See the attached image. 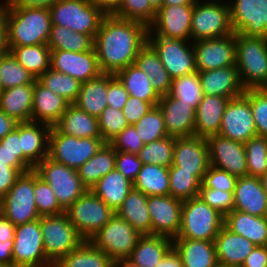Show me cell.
Segmentation results:
<instances>
[{"label":"cell","instance_id":"obj_14","mask_svg":"<svg viewBox=\"0 0 267 267\" xmlns=\"http://www.w3.org/2000/svg\"><path fill=\"white\" fill-rule=\"evenodd\" d=\"M189 42V43H188ZM171 79L196 72L192 42L182 39L148 37Z\"/></svg>","mask_w":267,"mask_h":267},{"label":"cell","instance_id":"obj_45","mask_svg":"<svg viewBox=\"0 0 267 267\" xmlns=\"http://www.w3.org/2000/svg\"><path fill=\"white\" fill-rule=\"evenodd\" d=\"M37 79L30 74L10 52L0 56L1 91L15 86L34 84Z\"/></svg>","mask_w":267,"mask_h":267},{"label":"cell","instance_id":"obj_63","mask_svg":"<svg viewBox=\"0 0 267 267\" xmlns=\"http://www.w3.org/2000/svg\"><path fill=\"white\" fill-rule=\"evenodd\" d=\"M22 173L0 161V199L10 190Z\"/></svg>","mask_w":267,"mask_h":267},{"label":"cell","instance_id":"obj_56","mask_svg":"<svg viewBox=\"0 0 267 267\" xmlns=\"http://www.w3.org/2000/svg\"><path fill=\"white\" fill-rule=\"evenodd\" d=\"M234 192H226L213 188H205L202 184L199 197L210 207L218 211L224 217L234 209Z\"/></svg>","mask_w":267,"mask_h":267},{"label":"cell","instance_id":"obj_51","mask_svg":"<svg viewBox=\"0 0 267 267\" xmlns=\"http://www.w3.org/2000/svg\"><path fill=\"white\" fill-rule=\"evenodd\" d=\"M134 127L144 144H149L168 136L163 115L158 105L150 109L134 124Z\"/></svg>","mask_w":267,"mask_h":267},{"label":"cell","instance_id":"obj_20","mask_svg":"<svg viewBox=\"0 0 267 267\" xmlns=\"http://www.w3.org/2000/svg\"><path fill=\"white\" fill-rule=\"evenodd\" d=\"M171 166L192 172L202 182L210 166L207 140L197 136L176 138Z\"/></svg>","mask_w":267,"mask_h":267},{"label":"cell","instance_id":"obj_52","mask_svg":"<svg viewBox=\"0 0 267 267\" xmlns=\"http://www.w3.org/2000/svg\"><path fill=\"white\" fill-rule=\"evenodd\" d=\"M34 199L37 212L40 216L60 215L65 210L57 201L50 185L34 171Z\"/></svg>","mask_w":267,"mask_h":267},{"label":"cell","instance_id":"obj_50","mask_svg":"<svg viewBox=\"0 0 267 267\" xmlns=\"http://www.w3.org/2000/svg\"><path fill=\"white\" fill-rule=\"evenodd\" d=\"M247 176L262 177L267 172V137L254 136L244 143Z\"/></svg>","mask_w":267,"mask_h":267},{"label":"cell","instance_id":"obj_41","mask_svg":"<svg viewBox=\"0 0 267 267\" xmlns=\"http://www.w3.org/2000/svg\"><path fill=\"white\" fill-rule=\"evenodd\" d=\"M54 267H115V263L102 249L95 247L89 240H84Z\"/></svg>","mask_w":267,"mask_h":267},{"label":"cell","instance_id":"obj_15","mask_svg":"<svg viewBox=\"0 0 267 267\" xmlns=\"http://www.w3.org/2000/svg\"><path fill=\"white\" fill-rule=\"evenodd\" d=\"M197 72L236 65L235 32L228 36L192 42Z\"/></svg>","mask_w":267,"mask_h":267},{"label":"cell","instance_id":"obj_59","mask_svg":"<svg viewBox=\"0 0 267 267\" xmlns=\"http://www.w3.org/2000/svg\"><path fill=\"white\" fill-rule=\"evenodd\" d=\"M142 166L143 163L137 154L116 151L115 169L130 181H135Z\"/></svg>","mask_w":267,"mask_h":267},{"label":"cell","instance_id":"obj_74","mask_svg":"<svg viewBox=\"0 0 267 267\" xmlns=\"http://www.w3.org/2000/svg\"><path fill=\"white\" fill-rule=\"evenodd\" d=\"M115 267H139L137 264H135L132 260L129 258L127 259H121L116 264Z\"/></svg>","mask_w":267,"mask_h":267},{"label":"cell","instance_id":"obj_39","mask_svg":"<svg viewBox=\"0 0 267 267\" xmlns=\"http://www.w3.org/2000/svg\"><path fill=\"white\" fill-rule=\"evenodd\" d=\"M115 158V149L109 143H105L94 156L77 169L83 185L91 190L102 177L115 169Z\"/></svg>","mask_w":267,"mask_h":267},{"label":"cell","instance_id":"obj_10","mask_svg":"<svg viewBox=\"0 0 267 267\" xmlns=\"http://www.w3.org/2000/svg\"><path fill=\"white\" fill-rule=\"evenodd\" d=\"M34 171L53 189L60 206L66 210L88 189L78 176V171L45 157Z\"/></svg>","mask_w":267,"mask_h":267},{"label":"cell","instance_id":"obj_75","mask_svg":"<svg viewBox=\"0 0 267 267\" xmlns=\"http://www.w3.org/2000/svg\"><path fill=\"white\" fill-rule=\"evenodd\" d=\"M149 2L156 11H158L163 5V0H149Z\"/></svg>","mask_w":267,"mask_h":267},{"label":"cell","instance_id":"obj_27","mask_svg":"<svg viewBox=\"0 0 267 267\" xmlns=\"http://www.w3.org/2000/svg\"><path fill=\"white\" fill-rule=\"evenodd\" d=\"M63 97L47 89L38 80L34 82L32 122L54 126L69 106Z\"/></svg>","mask_w":267,"mask_h":267},{"label":"cell","instance_id":"obj_37","mask_svg":"<svg viewBox=\"0 0 267 267\" xmlns=\"http://www.w3.org/2000/svg\"><path fill=\"white\" fill-rule=\"evenodd\" d=\"M173 248V240L165 236L142 235L130 260L139 267H154Z\"/></svg>","mask_w":267,"mask_h":267},{"label":"cell","instance_id":"obj_73","mask_svg":"<svg viewBox=\"0 0 267 267\" xmlns=\"http://www.w3.org/2000/svg\"><path fill=\"white\" fill-rule=\"evenodd\" d=\"M195 0H163L162 6L191 5Z\"/></svg>","mask_w":267,"mask_h":267},{"label":"cell","instance_id":"obj_18","mask_svg":"<svg viewBox=\"0 0 267 267\" xmlns=\"http://www.w3.org/2000/svg\"><path fill=\"white\" fill-rule=\"evenodd\" d=\"M219 135L243 144L257 135L250 101L244 95L229 100Z\"/></svg>","mask_w":267,"mask_h":267},{"label":"cell","instance_id":"obj_21","mask_svg":"<svg viewBox=\"0 0 267 267\" xmlns=\"http://www.w3.org/2000/svg\"><path fill=\"white\" fill-rule=\"evenodd\" d=\"M209 163L228 173L242 177L247 176L245 145L222 137L219 134L208 137Z\"/></svg>","mask_w":267,"mask_h":267},{"label":"cell","instance_id":"obj_2","mask_svg":"<svg viewBox=\"0 0 267 267\" xmlns=\"http://www.w3.org/2000/svg\"><path fill=\"white\" fill-rule=\"evenodd\" d=\"M0 10L6 21L8 46L47 45L52 26L49 9L0 7Z\"/></svg>","mask_w":267,"mask_h":267},{"label":"cell","instance_id":"obj_30","mask_svg":"<svg viewBox=\"0 0 267 267\" xmlns=\"http://www.w3.org/2000/svg\"><path fill=\"white\" fill-rule=\"evenodd\" d=\"M173 248L179 254L183 267H215L218 265L214 241L175 238Z\"/></svg>","mask_w":267,"mask_h":267},{"label":"cell","instance_id":"obj_77","mask_svg":"<svg viewBox=\"0 0 267 267\" xmlns=\"http://www.w3.org/2000/svg\"><path fill=\"white\" fill-rule=\"evenodd\" d=\"M0 267H9V266H6V265H3V264H0Z\"/></svg>","mask_w":267,"mask_h":267},{"label":"cell","instance_id":"obj_47","mask_svg":"<svg viewBox=\"0 0 267 267\" xmlns=\"http://www.w3.org/2000/svg\"><path fill=\"white\" fill-rule=\"evenodd\" d=\"M168 96H172L197 109L203 97L198 72L172 79Z\"/></svg>","mask_w":267,"mask_h":267},{"label":"cell","instance_id":"obj_19","mask_svg":"<svg viewBox=\"0 0 267 267\" xmlns=\"http://www.w3.org/2000/svg\"><path fill=\"white\" fill-rule=\"evenodd\" d=\"M182 202L171 195L148 196L152 235L175 239L181 226Z\"/></svg>","mask_w":267,"mask_h":267},{"label":"cell","instance_id":"obj_7","mask_svg":"<svg viewBox=\"0 0 267 267\" xmlns=\"http://www.w3.org/2000/svg\"><path fill=\"white\" fill-rule=\"evenodd\" d=\"M106 142L102 137L76 138L60 133L54 126L49 133L48 157L73 169H79Z\"/></svg>","mask_w":267,"mask_h":267},{"label":"cell","instance_id":"obj_53","mask_svg":"<svg viewBox=\"0 0 267 267\" xmlns=\"http://www.w3.org/2000/svg\"><path fill=\"white\" fill-rule=\"evenodd\" d=\"M243 95L250 101L257 135L267 137V88L245 89Z\"/></svg>","mask_w":267,"mask_h":267},{"label":"cell","instance_id":"obj_24","mask_svg":"<svg viewBox=\"0 0 267 267\" xmlns=\"http://www.w3.org/2000/svg\"><path fill=\"white\" fill-rule=\"evenodd\" d=\"M203 95L237 98L244 93L236 65L198 72Z\"/></svg>","mask_w":267,"mask_h":267},{"label":"cell","instance_id":"obj_76","mask_svg":"<svg viewBox=\"0 0 267 267\" xmlns=\"http://www.w3.org/2000/svg\"><path fill=\"white\" fill-rule=\"evenodd\" d=\"M262 188L264 189L265 193L267 194V172L259 178Z\"/></svg>","mask_w":267,"mask_h":267},{"label":"cell","instance_id":"obj_36","mask_svg":"<svg viewBox=\"0 0 267 267\" xmlns=\"http://www.w3.org/2000/svg\"><path fill=\"white\" fill-rule=\"evenodd\" d=\"M134 64L148 75L152 88L159 96L169 93L172 79L162 65L158 53L148 42L138 52Z\"/></svg>","mask_w":267,"mask_h":267},{"label":"cell","instance_id":"obj_35","mask_svg":"<svg viewBox=\"0 0 267 267\" xmlns=\"http://www.w3.org/2000/svg\"><path fill=\"white\" fill-rule=\"evenodd\" d=\"M133 189V182L114 169L102 177L91 191L116 211Z\"/></svg>","mask_w":267,"mask_h":267},{"label":"cell","instance_id":"obj_22","mask_svg":"<svg viewBox=\"0 0 267 267\" xmlns=\"http://www.w3.org/2000/svg\"><path fill=\"white\" fill-rule=\"evenodd\" d=\"M50 68L67 74L80 83L97 78L101 74L95 48L86 52L51 50Z\"/></svg>","mask_w":267,"mask_h":267},{"label":"cell","instance_id":"obj_40","mask_svg":"<svg viewBox=\"0 0 267 267\" xmlns=\"http://www.w3.org/2000/svg\"><path fill=\"white\" fill-rule=\"evenodd\" d=\"M115 76L124 85L129 96L150 102L153 106L158 104L160 96L152 88L148 75L136 64H131L118 71Z\"/></svg>","mask_w":267,"mask_h":267},{"label":"cell","instance_id":"obj_44","mask_svg":"<svg viewBox=\"0 0 267 267\" xmlns=\"http://www.w3.org/2000/svg\"><path fill=\"white\" fill-rule=\"evenodd\" d=\"M47 45L51 50L86 52L94 48V38L64 26L52 25Z\"/></svg>","mask_w":267,"mask_h":267},{"label":"cell","instance_id":"obj_13","mask_svg":"<svg viewBox=\"0 0 267 267\" xmlns=\"http://www.w3.org/2000/svg\"><path fill=\"white\" fill-rule=\"evenodd\" d=\"M13 267H54L45 255L40 218L15 227Z\"/></svg>","mask_w":267,"mask_h":267},{"label":"cell","instance_id":"obj_17","mask_svg":"<svg viewBox=\"0 0 267 267\" xmlns=\"http://www.w3.org/2000/svg\"><path fill=\"white\" fill-rule=\"evenodd\" d=\"M191 5L162 6L149 26L148 37H163L191 41Z\"/></svg>","mask_w":267,"mask_h":267},{"label":"cell","instance_id":"obj_26","mask_svg":"<svg viewBox=\"0 0 267 267\" xmlns=\"http://www.w3.org/2000/svg\"><path fill=\"white\" fill-rule=\"evenodd\" d=\"M50 130L51 126L45 123L21 122L23 163L30 170L48 156Z\"/></svg>","mask_w":267,"mask_h":267},{"label":"cell","instance_id":"obj_71","mask_svg":"<svg viewBox=\"0 0 267 267\" xmlns=\"http://www.w3.org/2000/svg\"><path fill=\"white\" fill-rule=\"evenodd\" d=\"M15 225L0 212V238H14Z\"/></svg>","mask_w":267,"mask_h":267},{"label":"cell","instance_id":"obj_31","mask_svg":"<svg viewBox=\"0 0 267 267\" xmlns=\"http://www.w3.org/2000/svg\"><path fill=\"white\" fill-rule=\"evenodd\" d=\"M224 226L256 246H267V217L233 210L224 217Z\"/></svg>","mask_w":267,"mask_h":267},{"label":"cell","instance_id":"obj_48","mask_svg":"<svg viewBox=\"0 0 267 267\" xmlns=\"http://www.w3.org/2000/svg\"><path fill=\"white\" fill-rule=\"evenodd\" d=\"M169 171V195L181 201L188 200L199 195L201 181L192 172L179 171V167L170 166Z\"/></svg>","mask_w":267,"mask_h":267},{"label":"cell","instance_id":"obj_78","mask_svg":"<svg viewBox=\"0 0 267 267\" xmlns=\"http://www.w3.org/2000/svg\"><path fill=\"white\" fill-rule=\"evenodd\" d=\"M215 267H225V266H223V265H219V264H218V265H217V266H215Z\"/></svg>","mask_w":267,"mask_h":267},{"label":"cell","instance_id":"obj_33","mask_svg":"<svg viewBox=\"0 0 267 267\" xmlns=\"http://www.w3.org/2000/svg\"><path fill=\"white\" fill-rule=\"evenodd\" d=\"M54 127L60 133L76 138L101 137L98 118L89 115L74 104H69Z\"/></svg>","mask_w":267,"mask_h":267},{"label":"cell","instance_id":"obj_38","mask_svg":"<svg viewBox=\"0 0 267 267\" xmlns=\"http://www.w3.org/2000/svg\"><path fill=\"white\" fill-rule=\"evenodd\" d=\"M107 74L101 73L97 78L81 83L76 101L78 108L96 118L108 106L107 100Z\"/></svg>","mask_w":267,"mask_h":267},{"label":"cell","instance_id":"obj_55","mask_svg":"<svg viewBox=\"0 0 267 267\" xmlns=\"http://www.w3.org/2000/svg\"><path fill=\"white\" fill-rule=\"evenodd\" d=\"M102 139L109 143L129 124L122 110L107 106L98 117Z\"/></svg>","mask_w":267,"mask_h":267},{"label":"cell","instance_id":"obj_28","mask_svg":"<svg viewBox=\"0 0 267 267\" xmlns=\"http://www.w3.org/2000/svg\"><path fill=\"white\" fill-rule=\"evenodd\" d=\"M218 264L225 267H241L245 258L256 246L245 237L223 226L215 238Z\"/></svg>","mask_w":267,"mask_h":267},{"label":"cell","instance_id":"obj_64","mask_svg":"<svg viewBox=\"0 0 267 267\" xmlns=\"http://www.w3.org/2000/svg\"><path fill=\"white\" fill-rule=\"evenodd\" d=\"M241 267H267V246H255Z\"/></svg>","mask_w":267,"mask_h":267},{"label":"cell","instance_id":"obj_72","mask_svg":"<svg viewBox=\"0 0 267 267\" xmlns=\"http://www.w3.org/2000/svg\"><path fill=\"white\" fill-rule=\"evenodd\" d=\"M9 52L7 44V29L4 13L0 10V56Z\"/></svg>","mask_w":267,"mask_h":267},{"label":"cell","instance_id":"obj_32","mask_svg":"<svg viewBox=\"0 0 267 267\" xmlns=\"http://www.w3.org/2000/svg\"><path fill=\"white\" fill-rule=\"evenodd\" d=\"M34 84L15 86L0 91V110L18 123L32 119Z\"/></svg>","mask_w":267,"mask_h":267},{"label":"cell","instance_id":"obj_9","mask_svg":"<svg viewBox=\"0 0 267 267\" xmlns=\"http://www.w3.org/2000/svg\"><path fill=\"white\" fill-rule=\"evenodd\" d=\"M141 236L131 224L114 213L89 241L95 247L102 249L116 264L121 259L130 258Z\"/></svg>","mask_w":267,"mask_h":267},{"label":"cell","instance_id":"obj_65","mask_svg":"<svg viewBox=\"0 0 267 267\" xmlns=\"http://www.w3.org/2000/svg\"><path fill=\"white\" fill-rule=\"evenodd\" d=\"M60 0H5L0 3V7H27V8H46L49 9L52 5Z\"/></svg>","mask_w":267,"mask_h":267},{"label":"cell","instance_id":"obj_6","mask_svg":"<svg viewBox=\"0 0 267 267\" xmlns=\"http://www.w3.org/2000/svg\"><path fill=\"white\" fill-rule=\"evenodd\" d=\"M218 0H195L191 20V42L228 36L234 33L230 7L227 2Z\"/></svg>","mask_w":267,"mask_h":267},{"label":"cell","instance_id":"obj_46","mask_svg":"<svg viewBox=\"0 0 267 267\" xmlns=\"http://www.w3.org/2000/svg\"><path fill=\"white\" fill-rule=\"evenodd\" d=\"M37 80L47 89H50L55 94L63 97L70 104H73L76 101L81 86V83L75 78L57 72L52 68H49Z\"/></svg>","mask_w":267,"mask_h":267},{"label":"cell","instance_id":"obj_1","mask_svg":"<svg viewBox=\"0 0 267 267\" xmlns=\"http://www.w3.org/2000/svg\"><path fill=\"white\" fill-rule=\"evenodd\" d=\"M149 27L141 22L105 15L94 38L101 73L116 74L135 63L148 42Z\"/></svg>","mask_w":267,"mask_h":267},{"label":"cell","instance_id":"obj_62","mask_svg":"<svg viewBox=\"0 0 267 267\" xmlns=\"http://www.w3.org/2000/svg\"><path fill=\"white\" fill-rule=\"evenodd\" d=\"M0 150H8L15 154L23 162V150L21 144V123L0 140Z\"/></svg>","mask_w":267,"mask_h":267},{"label":"cell","instance_id":"obj_29","mask_svg":"<svg viewBox=\"0 0 267 267\" xmlns=\"http://www.w3.org/2000/svg\"><path fill=\"white\" fill-rule=\"evenodd\" d=\"M231 98L203 95L196 109V125L194 136L207 139L218 135L222 117Z\"/></svg>","mask_w":267,"mask_h":267},{"label":"cell","instance_id":"obj_57","mask_svg":"<svg viewBox=\"0 0 267 267\" xmlns=\"http://www.w3.org/2000/svg\"><path fill=\"white\" fill-rule=\"evenodd\" d=\"M236 180L237 177L226 170L210 165L201 184L205 188L234 192Z\"/></svg>","mask_w":267,"mask_h":267},{"label":"cell","instance_id":"obj_54","mask_svg":"<svg viewBox=\"0 0 267 267\" xmlns=\"http://www.w3.org/2000/svg\"><path fill=\"white\" fill-rule=\"evenodd\" d=\"M157 11L149 0H123L121 7L113 14L119 18L135 20L148 27L154 22Z\"/></svg>","mask_w":267,"mask_h":267},{"label":"cell","instance_id":"obj_70","mask_svg":"<svg viewBox=\"0 0 267 267\" xmlns=\"http://www.w3.org/2000/svg\"><path fill=\"white\" fill-rule=\"evenodd\" d=\"M18 122L9 117L5 112L0 110V140L9 134Z\"/></svg>","mask_w":267,"mask_h":267},{"label":"cell","instance_id":"obj_5","mask_svg":"<svg viewBox=\"0 0 267 267\" xmlns=\"http://www.w3.org/2000/svg\"><path fill=\"white\" fill-rule=\"evenodd\" d=\"M52 25L95 38L105 14L90 0H60L49 8Z\"/></svg>","mask_w":267,"mask_h":267},{"label":"cell","instance_id":"obj_68","mask_svg":"<svg viewBox=\"0 0 267 267\" xmlns=\"http://www.w3.org/2000/svg\"><path fill=\"white\" fill-rule=\"evenodd\" d=\"M105 15H113L120 7L123 0H90Z\"/></svg>","mask_w":267,"mask_h":267},{"label":"cell","instance_id":"obj_69","mask_svg":"<svg viewBox=\"0 0 267 267\" xmlns=\"http://www.w3.org/2000/svg\"><path fill=\"white\" fill-rule=\"evenodd\" d=\"M154 267H183L179 254L172 248Z\"/></svg>","mask_w":267,"mask_h":267},{"label":"cell","instance_id":"obj_25","mask_svg":"<svg viewBox=\"0 0 267 267\" xmlns=\"http://www.w3.org/2000/svg\"><path fill=\"white\" fill-rule=\"evenodd\" d=\"M233 198V210L267 217V194L262 188L259 178L251 176L237 177Z\"/></svg>","mask_w":267,"mask_h":267},{"label":"cell","instance_id":"obj_16","mask_svg":"<svg viewBox=\"0 0 267 267\" xmlns=\"http://www.w3.org/2000/svg\"><path fill=\"white\" fill-rule=\"evenodd\" d=\"M228 3L235 33L267 38V0H235Z\"/></svg>","mask_w":267,"mask_h":267},{"label":"cell","instance_id":"obj_49","mask_svg":"<svg viewBox=\"0 0 267 267\" xmlns=\"http://www.w3.org/2000/svg\"><path fill=\"white\" fill-rule=\"evenodd\" d=\"M175 137L166 136L145 144L137 153L143 164H154L169 168L173 164Z\"/></svg>","mask_w":267,"mask_h":267},{"label":"cell","instance_id":"obj_43","mask_svg":"<svg viewBox=\"0 0 267 267\" xmlns=\"http://www.w3.org/2000/svg\"><path fill=\"white\" fill-rule=\"evenodd\" d=\"M133 188L141 191L146 196L169 195L168 168L154 164H143L133 182Z\"/></svg>","mask_w":267,"mask_h":267},{"label":"cell","instance_id":"obj_12","mask_svg":"<svg viewBox=\"0 0 267 267\" xmlns=\"http://www.w3.org/2000/svg\"><path fill=\"white\" fill-rule=\"evenodd\" d=\"M0 212L15 226L41 217L37 212L34 199V170L21 174L0 199Z\"/></svg>","mask_w":267,"mask_h":267},{"label":"cell","instance_id":"obj_4","mask_svg":"<svg viewBox=\"0 0 267 267\" xmlns=\"http://www.w3.org/2000/svg\"><path fill=\"white\" fill-rule=\"evenodd\" d=\"M223 226L224 216L197 196L182 202L181 226L176 238L215 241Z\"/></svg>","mask_w":267,"mask_h":267},{"label":"cell","instance_id":"obj_34","mask_svg":"<svg viewBox=\"0 0 267 267\" xmlns=\"http://www.w3.org/2000/svg\"><path fill=\"white\" fill-rule=\"evenodd\" d=\"M148 196L133 188L115 211L141 235H152V222L147 206Z\"/></svg>","mask_w":267,"mask_h":267},{"label":"cell","instance_id":"obj_3","mask_svg":"<svg viewBox=\"0 0 267 267\" xmlns=\"http://www.w3.org/2000/svg\"><path fill=\"white\" fill-rule=\"evenodd\" d=\"M236 67L244 89L267 88V38L235 33Z\"/></svg>","mask_w":267,"mask_h":267},{"label":"cell","instance_id":"obj_11","mask_svg":"<svg viewBox=\"0 0 267 267\" xmlns=\"http://www.w3.org/2000/svg\"><path fill=\"white\" fill-rule=\"evenodd\" d=\"M114 213L115 211L91 190H87L65 210L69 221L84 240L93 237Z\"/></svg>","mask_w":267,"mask_h":267},{"label":"cell","instance_id":"obj_66","mask_svg":"<svg viewBox=\"0 0 267 267\" xmlns=\"http://www.w3.org/2000/svg\"><path fill=\"white\" fill-rule=\"evenodd\" d=\"M14 238H0V264L13 267Z\"/></svg>","mask_w":267,"mask_h":267},{"label":"cell","instance_id":"obj_23","mask_svg":"<svg viewBox=\"0 0 267 267\" xmlns=\"http://www.w3.org/2000/svg\"><path fill=\"white\" fill-rule=\"evenodd\" d=\"M158 107L163 115L166 132L170 137L194 136L196 109L172 96H160Z\"/></svg>","mask_w":267,"mask_h":267},{"label":"cell","instance_id":"obj_61","mask_svg":"<svg viewBox=\"0 0 267 267\" xmlns=\"http://www.w3.org/2000/svg\"><path fill=\"white\" fill-rule=\"evenodd\" d=\"M154 106L147 101L129 96L122 111L129 125L136 124Z\"/></svg>","mask_w":267,"mask_h":267},{"label":"cell","instance_id":"obj_58","mask_svg":"<svg viewBox=\"0 0 267 267\" xmlns=\"http://www.w3.org/2000/svg\"><path fill=\"white\" fill-rule=\"evenodd\" d=\"M109 144L118 152L137 154L145 145L134 125L125 127Z\"/></svg>","mask_w":267,"mask_h":267},{"label":"cell","instance_id":"obj_60","mask_svg":"<svg viewBox=\"0 0 267 267\" xmlns=\"http://www.w3.org/2000/svg\"><path fill=\"white\" fill-rule=\"evenodd\" d=\"M129 98V93L124 85L114 74H107V96L108 106L122 110Z\"/></svg>","mask_w":267,"mask_h":267},{"label":"cell","instance_id":"obj_42","mask_svg":"<svg viewBox=\"0 0 267 267\" xmlns=\"http://www.w3.org/2000/svg\"><path fill=\"white\" fill-rule=\"evenodd\" d=\"M13 57L36 79L50 68L51 49L48 45L8 46Z\"/></svg>","mask_w":267,"mask_h":267},{"label":"cell","instance_id":"obj_8","mask_svg":"<svg viewBox=\"0 0 267 267\" xmlns=\"http://www.w3.org/2000/svg\"><path fill=\"white\" fill-rule=\"evenodd\" d=\"M40 227L45 255L53 265L84 241L65 213L41 216Z\"/></svg>","mask_w":267,"mask_h":267},{"label":"cell","instance_id":"obj_67","mask_svg":"<svg viewBox=\"0 0 267 267\" xmlns=\"http://www.w3.org/2000/svg\"><path fill=\"white\" fill-rule=\"evenodd\" d=\"M0 161L7 163L8 166L16 168L22 174L30 171V169L15 154L8 150H0Z\"/></svg>","mask_w":267,"mask_h":267}]
</instances>
